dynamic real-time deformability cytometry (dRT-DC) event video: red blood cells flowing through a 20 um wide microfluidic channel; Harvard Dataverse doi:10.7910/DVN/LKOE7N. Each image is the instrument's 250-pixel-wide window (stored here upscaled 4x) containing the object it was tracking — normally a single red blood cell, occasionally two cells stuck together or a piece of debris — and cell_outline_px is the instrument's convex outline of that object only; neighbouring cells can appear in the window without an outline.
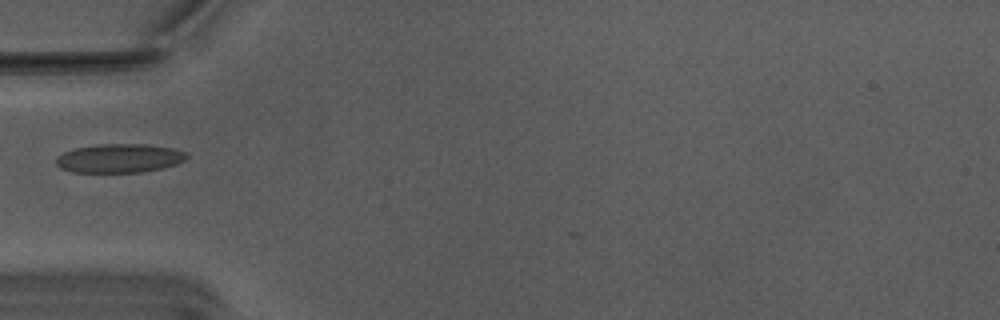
{"species": "Egyptian fruit bat (a non-hibernating species)", "species_latin": "Rousettus aegyptiacus", "temperature_condition": "warm", "stored_images_in_passage": 3, "camera_frame_rate_fps": 3000, "um_per_image_px": 0.085, "animal": {"sex": "male"}, "frame": {"image": 1, "passage_image": 1, "time_ms": 0.0, "image_size_px": [1000, 320], "cell_outline_px": [[188, 156], [184, 160], [176, 164], [164, 168], [140, 172], [72, 172], [60, 168], [56, 164], [56, 156], [64, 152], [76, 148], [100, 144], [144, 144], [172, 148], [184, 152]], "centroid_in_image_um": [10.12, 13.46], "position_along_channel_um": 74.9, "area_um2": 21.85}}